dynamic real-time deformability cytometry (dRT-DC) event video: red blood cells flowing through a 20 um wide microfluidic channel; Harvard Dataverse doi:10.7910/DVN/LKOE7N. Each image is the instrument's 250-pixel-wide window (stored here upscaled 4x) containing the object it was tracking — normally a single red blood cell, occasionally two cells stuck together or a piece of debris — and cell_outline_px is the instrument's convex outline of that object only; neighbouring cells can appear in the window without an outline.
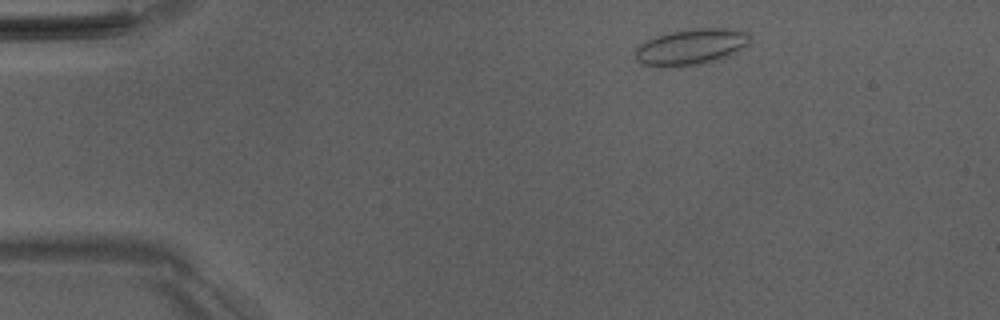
{"species": "Egyptian fruit bat (a non-hibernating species)", "species_latin": "Rousettus aegyptiacus", "temperature_condition": "room temperature", "stored_images_in_passage": 13, "camera_frame_rate_fps": 3000, "um_per_image_px": 0.085, "animal": {"sex": "male"}, "frame": {"image": 1, "passage_image": 4, "time_ms": 1.0, "image_size_px": [1000, 320], "cell_outline_px": [[748, 44], [736, 52], [728, 56], [716, 60], [696, 64], [660, 68], [644, 64], [636, 60], [636, 48], [644, 40], [656, 36], [672, 32], [692, 28], [728, 28], [748, 32]], "centroid_in_image_um": [58.71, 3.98], "position_along_channel_um": 26.3, "area_um2": 23.93}}